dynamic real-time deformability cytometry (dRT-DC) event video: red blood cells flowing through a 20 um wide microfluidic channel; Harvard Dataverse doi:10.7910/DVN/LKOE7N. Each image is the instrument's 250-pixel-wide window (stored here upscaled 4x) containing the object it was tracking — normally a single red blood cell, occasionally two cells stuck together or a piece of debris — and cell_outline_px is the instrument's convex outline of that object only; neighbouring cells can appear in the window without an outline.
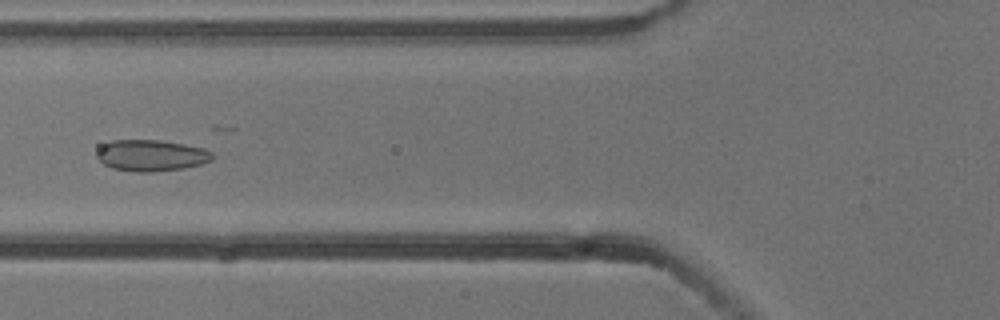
{"species": "common noctule bat (a hibernating species)", "species_latin": "Nyctalus noctula", "temperature_condition": "cold", "stored_images_in_passage": 8, "camera_frame_rate_fps": 3000, "um_per_image_px": 0.085, "animal": {"sex": "male", "body_mass_g": 13.3}, "frame": {"image": 1, "passage_image": 5, "time_ms": 1.333, "image_size_px": [1000, 320], "cell_outline_px": [[212, 160], [200, 164], [184, 168], [152, 172], [136, 172], [112, 168], [104, 164], [96, 156], [96, 152], [104, 144], [112, 140], [160, 140], [184, 144], [204, 148], [212, 152]], "centroid_in_image_um": [12.85, 13.21], "position_along_channel_um": 113.0, "area_um2": 21.04}}
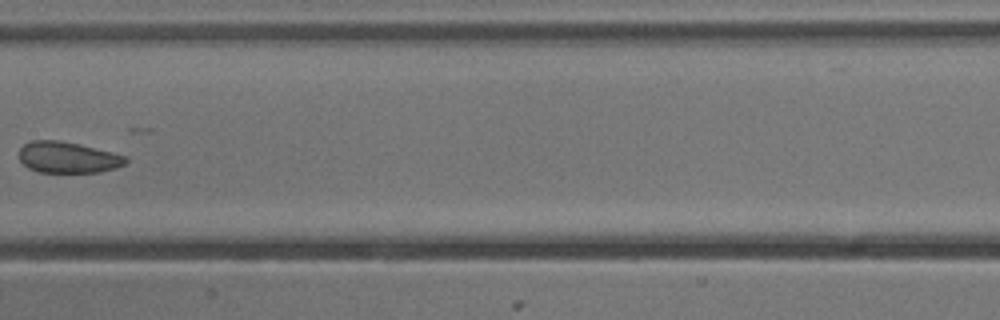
{"frame": {"image": 2, "passage_image": 7, "time_ms": 2.0, "image_size_px": [1000, 320], "cell_outline_px": [[128, 160], [124, 164], [116, 168], [100, 172], [40, 172], [28, 168], [20, 160], [20, 148], [24, 144], [32, 140], [60, 140], [80, 144], [128, 156]], "centroid_in_image_um": [5.79, 13.37], "position_along_channel_um": 201.6, "area_um2": 19.42}}
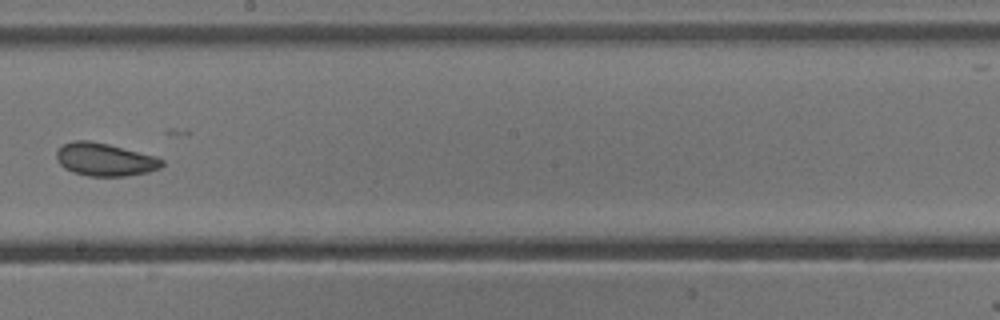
{"frame": {"image": 3, "passage_image": 8, "time_ms": 2.333, "image_size_px": [1000, 320], "cell_outline_px": [[164, 164], [160, 168], [148, 172], [128, 176], [88, 176], [72, 172], [64, 168], [56, 160], [56, 152], [64, 144], [72, 140], [88, 140], [108, 144], [156, 156], [164, 160]], "centroid_in_image_um": [8.91, 13.56], "position_along_channel_um": 239.3, "area_um2": 20.35}}